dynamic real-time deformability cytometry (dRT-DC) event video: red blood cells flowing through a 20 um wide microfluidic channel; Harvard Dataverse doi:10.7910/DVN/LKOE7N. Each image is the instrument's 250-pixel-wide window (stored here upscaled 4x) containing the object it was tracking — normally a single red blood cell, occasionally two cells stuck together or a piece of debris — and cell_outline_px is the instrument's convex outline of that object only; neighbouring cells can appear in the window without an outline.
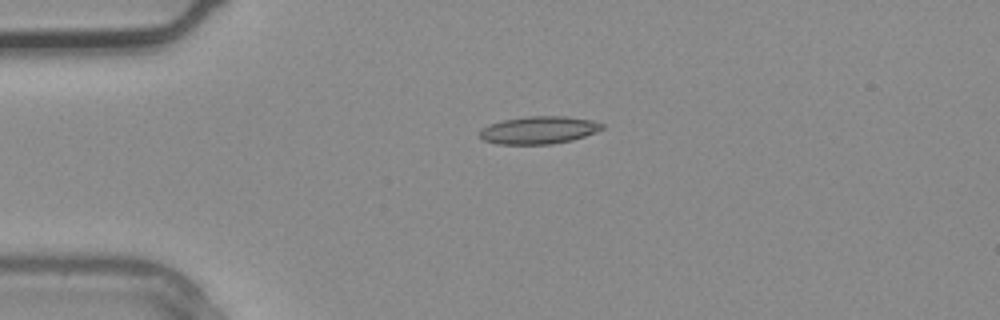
{"species": "common noctule bat (a hibernating species)", "species_latin": "Nyctalus noctula", "temperature_condition": "warm", "stored_images_in_passage": 2, "camera_frame_rate_fps": 3000, "um_per_image_px": 0.085, "animal": {"sex": "male", "body_mass_g": 20.4}, "frame": {"image": 1, "passage_image": 2, "time_ms": 0.333, "image_size_px": [1000, 320], "cell_outline_px": [[604, 128], [596, 132], [572, 140], [552, 144], [496, 144], [484, 140], [480, 136], [480, 128], [488, 124], [504, 120], [528, 116], [564, 116], [592, 120], [604, 124]], "centroid_in_image_um": [45.79, 11.05], "position_along_channel_um": 39.2, "area_um2": 19.71}}